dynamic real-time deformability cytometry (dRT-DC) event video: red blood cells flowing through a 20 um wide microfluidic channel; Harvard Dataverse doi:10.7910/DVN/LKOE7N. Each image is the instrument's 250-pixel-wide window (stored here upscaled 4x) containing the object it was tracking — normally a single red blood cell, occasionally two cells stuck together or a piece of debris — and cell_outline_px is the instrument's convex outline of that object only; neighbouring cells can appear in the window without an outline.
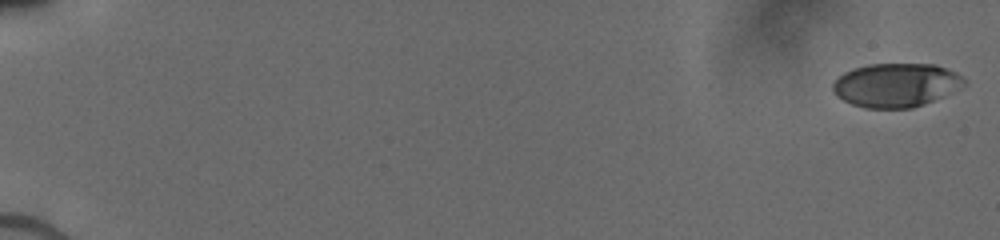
{"species": "human", "species_latin": "Homo sapiens", "temperature_condition": "cold", "stored_images_in_passage": 42, "camera_frame_rate_fps": 3000, "um_per_image_px": 0.085, "donor": {"sex": "male"}, "frame": {"image": 1, "passage_image": 1, "time_ms": 0.0, "image_size_px": [1000, 240], "cell_outline_px": [[964, 84], [944, 96], [924, 104], [912, 108], [864, 108], [852, 104], [836, 96], [832, 88], [832, 84], [844, 72], [852, 68], [868, 64], [936, 64], [956, 72], [964, 80]], "centroid_in_image_um": [76.13, 7.23], "position_along_channel_um": 8.9, "area_um2": 33.41}}
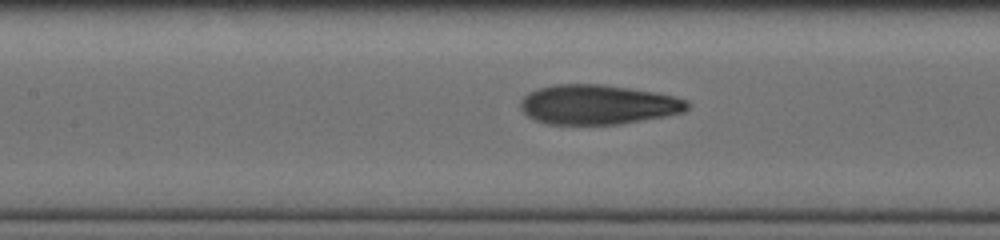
{"frame": {"image": 2, "passage_image": 23, "time_ms": 8.667, "image_size_px": [1000, 240], "cell_outline_px": [[692, 104], [684, 112], [664, 116], [616, 124], [548, 124], [536, 120], [528, 116], [520, 108], [520, 100], [528, 92], [536, 88], [556, 84], [600, 84], [628, 88], [652, 92], [672, 96], [688, 100]], "centroid_in_image_um": [50.79, 8.88], "position_along_channel_um": 156.6, "area_um2": 38.38}}
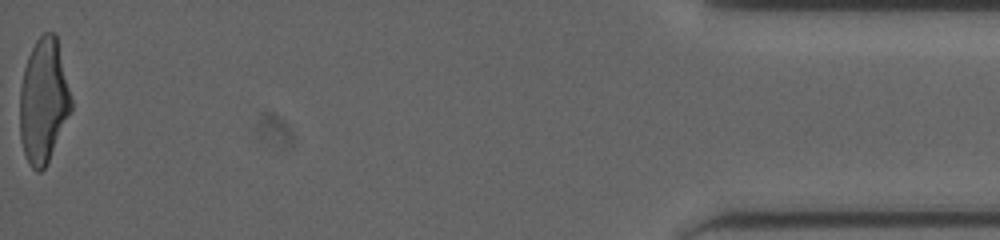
{"frame": {"image": 3, "passage_image": 42, "time_ms": 17.333, "image_size_px": [1000, 240], "cell_outline_px": [[72, 108], [48, 160], [44, 168], [40, 172], [36, 172], [28, 164], [20, 140], [20, 88], [24, 68], [28, 56], [36, 40], [44, 32], [56, 32], [72, 100]], "centroid_in_image_um": [3.69, 8.55], "position_along_channel_um": 431.5, "area_um2": 37.05}}